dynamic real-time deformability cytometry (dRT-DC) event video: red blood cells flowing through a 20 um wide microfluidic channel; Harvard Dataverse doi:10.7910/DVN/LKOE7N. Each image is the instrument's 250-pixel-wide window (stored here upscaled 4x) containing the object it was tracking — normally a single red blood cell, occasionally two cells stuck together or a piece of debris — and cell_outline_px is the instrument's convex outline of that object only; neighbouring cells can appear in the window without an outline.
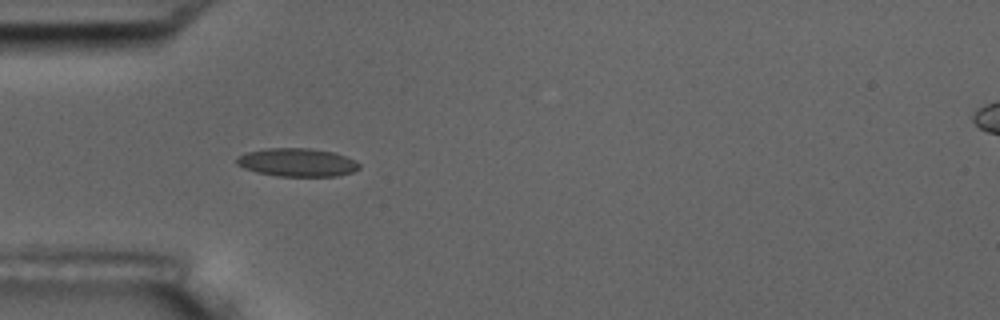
{"species": "common noctule bat (a hibernating species)", "species_latin": "Nyctalus noctula", "temperature_condition": "room temperature", "stored_images_in_passage": 6, "camera_frame_rate_fps": 3000, "um_per_image_px": 0.085, "animal": {"sex": "male", "body_mass_g": 17.5, "forearm_length_mm": 52.3}, "frame": {"image": 1, "passage_image": 5, "time_ms": 4.667, "image_size_px": [1000, 320], "cell_outline_px": [[360, 168], [352, 172], [336, 176], [276, 176], [256, 172], [244, 168], [236, 164], [236, 156], [244, 152], [268, 148], [308, 148], [332, 152], [344, 156], [360, 164]], "centroid_in_image_um": [25.19, 13.8], "position_along_channel_um": 59.8, "area_um2": 20.17}}